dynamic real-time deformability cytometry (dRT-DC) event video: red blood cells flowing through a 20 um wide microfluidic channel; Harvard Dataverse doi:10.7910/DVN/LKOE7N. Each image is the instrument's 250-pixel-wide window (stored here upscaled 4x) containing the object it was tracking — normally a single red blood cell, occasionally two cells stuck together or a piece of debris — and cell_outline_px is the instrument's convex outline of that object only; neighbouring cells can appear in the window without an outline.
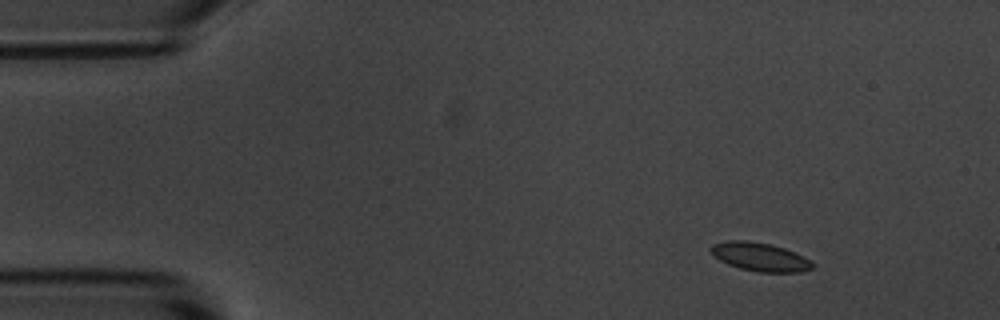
{"species": "common noctule bat (a hibernating species)", "species_latin": "Nyctalus noctula", "temperature_condition": "room temperature", "stored_images_in_passage": 6, "camera_frame_rate_fps": 3000, "um_per_image_px": 0.085, "animal": {"sex": "male", "body_mass_g": 20.1, "forearm_length_mm": 53.5}, "frame": {"image": 1, "passage_image": 1, "time_ms": 0.0, "image_size_px": [1000, 320], "cell_outline_px": [[816, 264], [812, 268], [800, 272], [756, 272], [740, 268], [728, 264], [712, 256], [708, 248], [712, 244], [728, 240], [748, 240], [768, 244], [784, 248], [804, 256], [812, 260]], "centroid_in_image_um": [64.58, 21.83], "position_along_channel_um": 20.4, "area_um2": 17.11}}
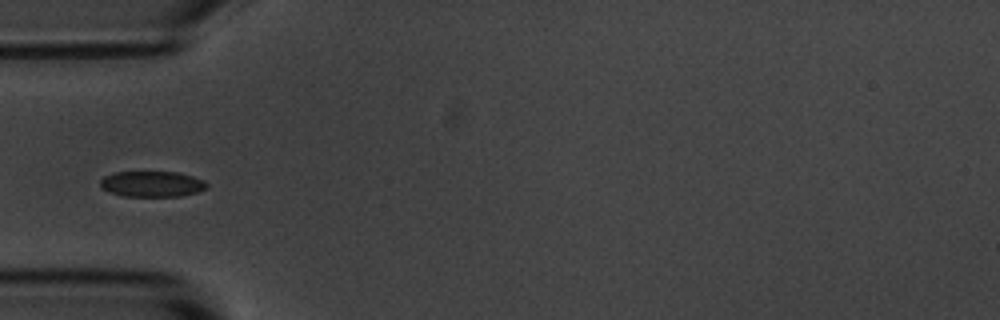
{"frame": {"image": 2, "passage_image": 4, "time_ms": 3.667, "image_size_px": [1000, 320], "cell_outline_px": [[208, 188], [196, 192], [180, 196], [124, 196], [108, 192], [100, 184], [100, 180], [104, 176], [112, 172], [176, 172], [192, 176], [204, 180], [208, 184]], "centroid_in_image_um": [12.92, 15.63], "position_along_channel_um": 72.1, "area_um2": 15.95}}
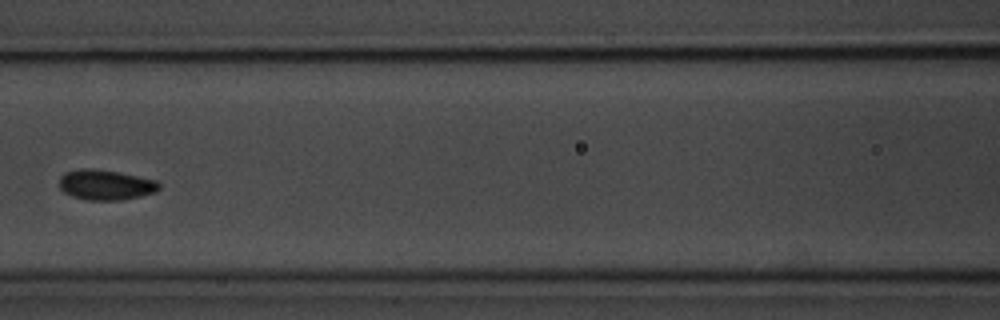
{"frame": {"image": 3, "passage_image": 6, "time_ms": 6.0, "image_size_px": [1000, 320], "cell_outline_px": [[160, 188], [156, 192], [140, 196], [120, 200], [84, 200], [72, 196], [64, 192], [60, 188], [60, 176], [64, 172], [80, 168], [92, 168], [116, 172], [156, 180], [160, 184]], "centroid_in_image_um": [8.95, 15.71], "position_along_channel_um": 157.6, "area_um2": 17.57}}